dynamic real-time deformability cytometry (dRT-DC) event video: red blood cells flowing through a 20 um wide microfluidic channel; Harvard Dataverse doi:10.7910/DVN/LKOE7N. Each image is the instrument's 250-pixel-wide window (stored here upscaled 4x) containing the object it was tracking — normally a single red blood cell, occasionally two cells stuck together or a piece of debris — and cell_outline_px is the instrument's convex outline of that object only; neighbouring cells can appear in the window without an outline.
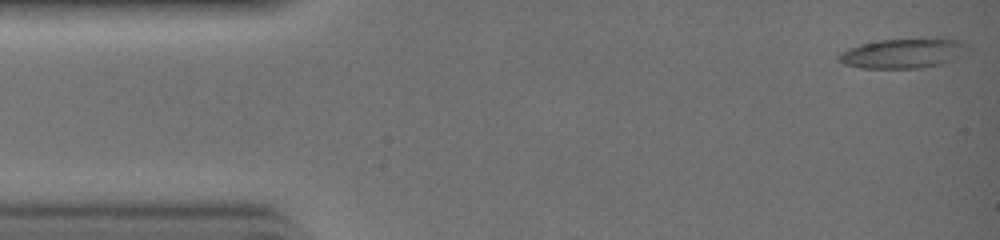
{"species": "common noctule bat (a hibernating species)", "species_latin": "Nyctalus noctula", "temperature_condition": "warm", "stored_images_in_passage": 32, "camera_frame_rate_fps": 3000, "um_per_image_px": 0.085, "animal": {"sex": "female", "body_mass_g": 19.0, "forearm_length_mm": 51.5}, "frame": {"image": 1, "passage_image": 1, "time_ms": 0.0, "image_size_px": [1000, 240], "cell_outline_px": [[972, 48], [968, 52], [952, 60], [940, 64], [920, 68], [864, 68], [844, 64], [836, 60], [836, 56], [840, 52], [848, 48], [860, 44], [880, 40], [956, 40], [968, 44]], "centroid_in_image_um": [76.73, 4.56], "position_along_channel_um": 8.3, "area_um2": 22.02}}
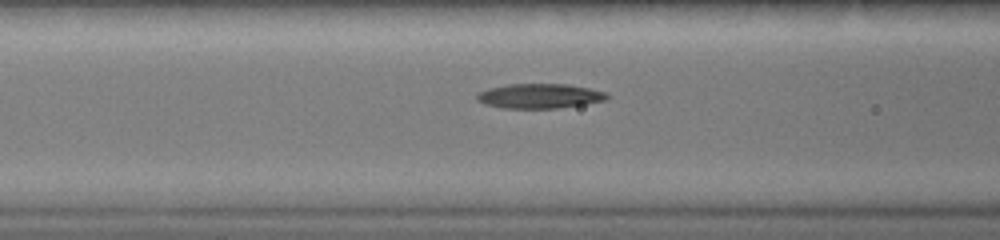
{"frame": {"image": 2, "passage_image": 12, "time_ms": 3.667, "image_size_px": [1000, 240], "cell_outline_px": [[608, 100], [584, 104], [556, 108], [504, 108], [484, 104], [476, 100], [476, 96], [480, 92], [488, 88], [508, 84], [568, 84], [608, 92]], "centroid_in_image_um": [45.88, 8.16], "position_along_channel_um": 120.7, "area_um2": 18.73}}
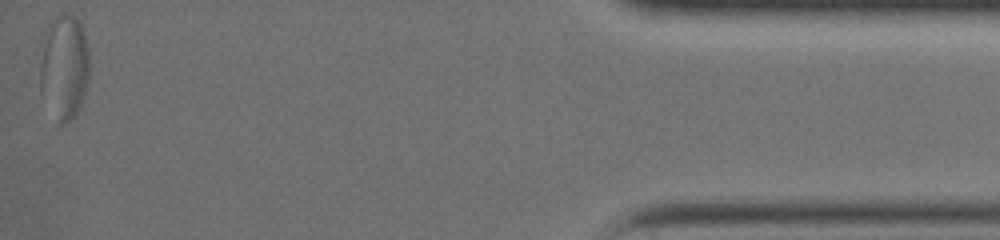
{"frame": {"image": 3, "passage_image": 32, "time_ms": 10.333, "image_size_px": [1000, 240], "cell_outline_px": [[88, 80], [84, 96], [76, 112], [64, 124], [60, 124], [40, 92], [40, 64], [44, 32], [48, 20], [64, 12], [80, 20], [88, 52]], "centroid_in_image_um": [5.43, 5.62], "position_along_channel_um": 429.8, "area_um2": 30.06}}